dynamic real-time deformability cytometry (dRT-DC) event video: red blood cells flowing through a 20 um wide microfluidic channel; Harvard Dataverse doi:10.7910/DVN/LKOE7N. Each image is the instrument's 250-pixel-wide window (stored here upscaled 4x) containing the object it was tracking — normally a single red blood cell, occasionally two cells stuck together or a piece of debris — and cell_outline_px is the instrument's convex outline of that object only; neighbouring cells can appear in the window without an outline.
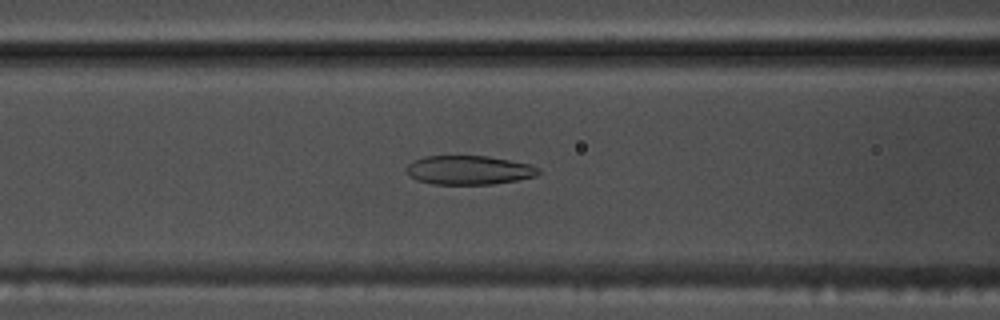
{"species": "common noctule bat (a hibernating species)", "species_latin": "Nyctalus noctula", "temperature_condition": "warm", "stored_images_in_passage": 53, "camera_frame_rate_fps": 3000, "um_per_image_px": 0.085, "animal": {"sex": "male", "body_mass_g": 17.5, "forearm_length_mm": 52.3}, "frame": {"image": 1, "passage_image": 21, "time_ms": 6.667, "image_size_px": [1000, 320], "cell_outline_px": [[540, 172], [536, 176], [516, 180], [492, 184], [432, 184], [416, 180], [408, 176], [408, 164], [412, 160], [424, 156], [488, 156], [528, 164], [540, 168]], "centroid_in_image_um": [39.83, 14.46], "position_along_channel_um": 126.8, "area_um2": 22.25}}
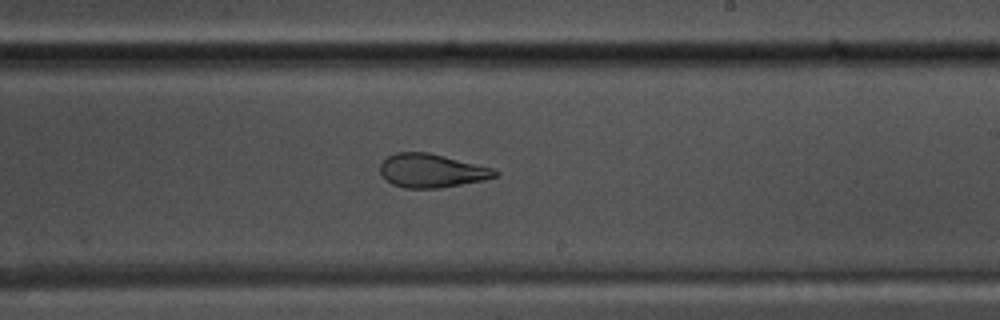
{"frame": {"image": 2, "passage_image": 31, "time_ms": 10.0, "image_size_px": [1000, 320], "cell_outline_px": [[500, 172], [496, 176], [484, 180], [440, 188], [404, 188], [392, 184], [380, 172], [380, 164], [388, 156], [396, 152], [428, 152], [496, 168]], "centroid_in_image_um": [36.73, 14.5], "position_along_channel_um": 252.3, "area_um2": 22.6}}
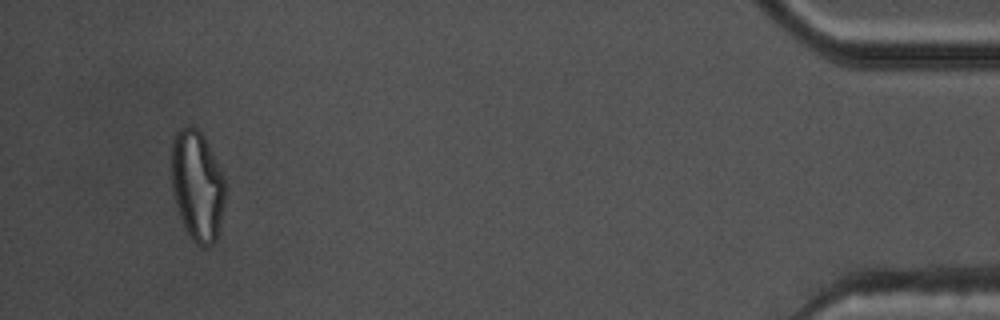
{"frame": {"image": 3, "passage_image": 50, "time_ms": 16.333, "image_size_px": [1000, 320], "cell_outline_px": [[224, 204], [216, 240], [208, 248], [200, 248], [188, 236], [180, 216], [172, 192], [172, 140], [176, 132], [180, 128], [188, 124], [192, 124], [204, 136], [224, 176]], "centroid_in_image_um": [16.76, 15.79], "position_along_channel_um": 418.4, "area_um2": 34.74}, "authors_computed_cell_mechanics": {"area_um2": 25.5476, "velocity_mm_per_s": 3.7775, "shape_relaxation_time_tau1_ms": 9.484, "shape_relaxation_time_tau2_ms": 2.1135, "deformation_change_tau1": 0.275, "deformation_change_tau2": 0.0984}}